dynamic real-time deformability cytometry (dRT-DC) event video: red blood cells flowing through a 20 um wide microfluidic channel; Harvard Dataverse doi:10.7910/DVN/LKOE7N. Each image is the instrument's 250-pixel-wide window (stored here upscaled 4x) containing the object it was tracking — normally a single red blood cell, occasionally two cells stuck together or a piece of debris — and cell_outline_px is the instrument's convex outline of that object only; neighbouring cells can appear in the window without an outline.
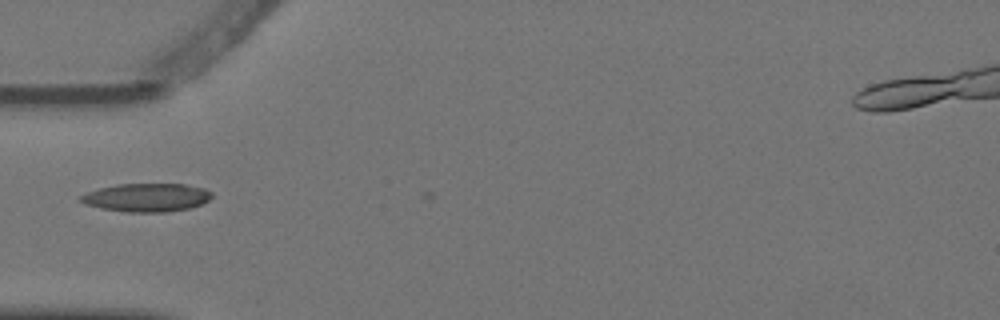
{"species": "Egyptian fruit bat (a non-hibernating species)", "species_latin": "Rousettus aegyptiacus", "temperature_condition": "warm", "stored_images_in_passage": 1, "camera_frame_rate_fps": 3000, "um_per_image_px": 0.085, "animal": {"sex": "female"}, "frame": {"image": 1, "passage_image": 1, "time_ms": 0.0, "image_size_px": [1000, 320], "cell_outline_px": [[212, 196], [208, 200], [200, 204], [188, 208], [164, 212], [128, 212], [100, 208], [84, 204], [80, 200], [80, 196], [88, 192], [100, 188], [116, 184], [184, 184], [204, 188], [212, 192]], "centroid_in_image_um": [12.45, 16.78], "position_along_channel_um": 72.5, "area_um2": 21.5}}